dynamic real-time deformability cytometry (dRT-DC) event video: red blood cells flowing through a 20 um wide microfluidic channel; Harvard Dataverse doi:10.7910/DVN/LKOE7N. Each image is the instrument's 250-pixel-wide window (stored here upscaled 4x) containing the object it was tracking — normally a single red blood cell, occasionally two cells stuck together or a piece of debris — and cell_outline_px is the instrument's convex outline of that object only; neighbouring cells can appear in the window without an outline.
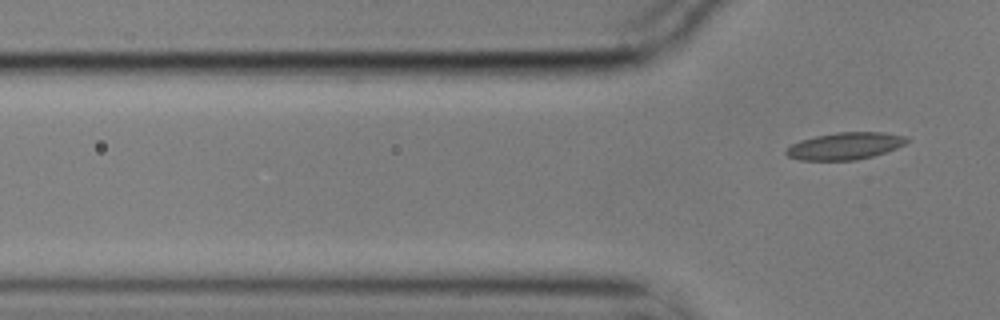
{"species": "common noctule bat (a hibernating species)", "species_latin": "Nyctalus noctula", "temperature_condition": "cold", "stored_images_in_passage": 4, "segment_of_instrument_passage": [2, 2], "camera_frame_rate_fps": 3000, "um_per_image_px": 0.085, "animal": {"sex": "male", "body_mass_g": 17.9}, "frame": {"image": 1, "passage_image": 4, "time_ms": 1.0, "image_size_px": [1000, 320], "cell_outline_px": [[908, 140], [904, 144], [896, 148], [872, 156], [856, 160], [800, 160], [788, 156], [784, 152], [792, 144], [800, 140], [816, 136], [836, 132], [884, 132], [908, 136]], "centroid_in_image_um": [71.83, 12.4], "position_along_channel_um": 54.0, "area_um2": 18.96}}